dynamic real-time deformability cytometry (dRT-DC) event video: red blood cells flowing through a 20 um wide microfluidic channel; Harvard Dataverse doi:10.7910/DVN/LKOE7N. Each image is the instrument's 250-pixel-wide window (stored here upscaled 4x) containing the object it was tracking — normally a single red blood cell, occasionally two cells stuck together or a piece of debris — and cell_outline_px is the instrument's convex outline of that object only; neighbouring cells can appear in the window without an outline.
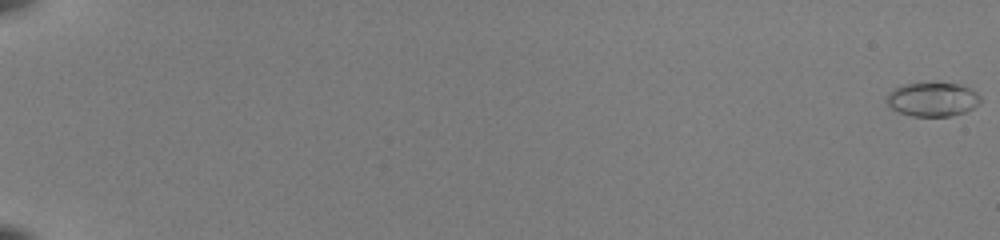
{"species": "common noctule bat (a hibernating species)", "species_latin": "Nyctalus noctula", "temperature_condition": "room temperature", "stored_images_in_passage": 55, "camera_frame_rate_fps": 3000, "um_per_image_px": 0.085, "animal": {"sex": "female", "body_mass_g": 22.0, "forearm_length_mm": 56.7}, "frame": {"image": 1, "passage_image": 1, "time_ms": 0.0, "image_size_px": [1000, 240], "cell_outline_px": [[980, 104], [964, 112], [948, 116], [912, 116], [900, 112], [892, 108], [888, 104], [888, 92], [892, 88], [904, 84], [932, 80], [936, 80], [960, 84], [976, 92], [980, 96]], "centroid_in_image_um": [79.27, 8.39], "position_along_channel_um": 5.7, "area_um2": 19.07}}
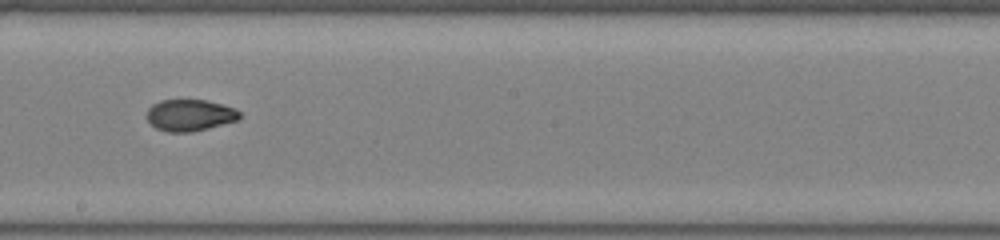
{"frame": {"image": 2, "passage_image": 35, "time_ms": 11.333, "image_size_px": [1000, 240], "cell_outline_px": [[240, 116], [236, 120], [208, 128], [192, 132], [168, 132], [156, 128], [148, 120], [148, 108], [152, 104], [160, 100], [208, 100], [236, 108], [240, 112]], "centroid_in_image_um": [16.14, 9.78], "position_along_channel_um": 232.1, "area_um2": 16.99}}
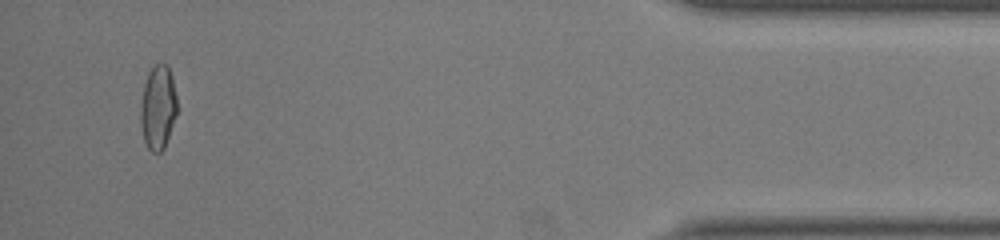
{"frame": {"image": 3, "passage_image": 53, "time_ms": 17.333, "image_size_px": [1000, 240], "cell_outline_px": [[176, 116], [164, 148], [160, 152], [152, 152], [148, 148], [144, 140], [140, 124], [140, 104], [144, 84], [148, 72], [156, 64], [168, 64], [176, 96]], "centroid_in_image_um": [13.41, 9.14], "position_along_channel_um": 421.8, "area_um2": 17.8}, "authors_computed_cell_mechanics": {"area_um2": 17.8024, "velocity_mm_per_s": 4.0201, "shape_relaxation_time_tau1_ms": 6.444, "shape_relaxation_time_tau2_ms": 1.2004, "deformation_change_tau1": 0.2059, "deformation_change_tau2": 0.0423}}